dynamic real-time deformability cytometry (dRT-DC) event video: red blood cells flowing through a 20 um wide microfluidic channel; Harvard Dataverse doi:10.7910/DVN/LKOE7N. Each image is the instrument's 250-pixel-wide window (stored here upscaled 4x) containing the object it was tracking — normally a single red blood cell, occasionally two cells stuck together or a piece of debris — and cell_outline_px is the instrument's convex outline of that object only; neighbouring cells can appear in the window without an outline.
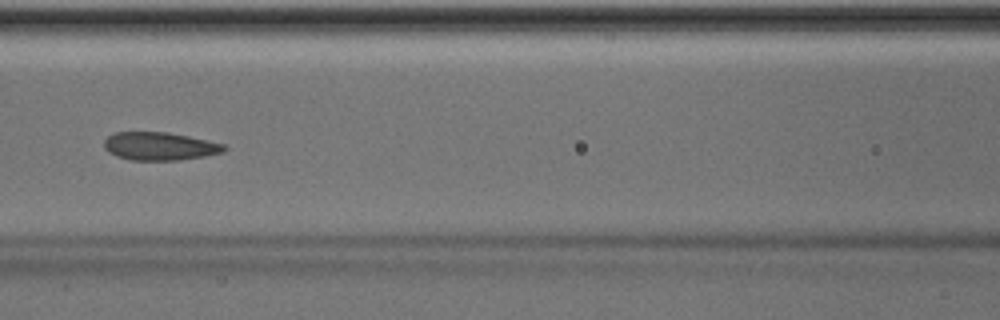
{"species": "Egyptian fruit bat (a non-hibernating species)", "species_latin": "Rousettus aegyptiacus", "temperature_condition": "room temperature", "stored_images_in_passage": 52, "camera_frame_rate_fps": 3000, "um_per_image_px": 0.085, "animal": {"sex": "male"}, "frame": {"image": 1, "passage_image": 23, "time_ms": 7.333, "image_size_px": [1000, 320], "cell_outline_px": [[228, 148], [224, 152], [204, 156], [180, 160], [132, 160], [116, 156], [108, 152], [104, 148], [104, 140], [112, 132], [168, 132], [188, 136], [224, 144]], "centroid_in_image_um": [13.56, 12.43], "position_along_channel_um": 153.0, "area_um2": 19.71}}
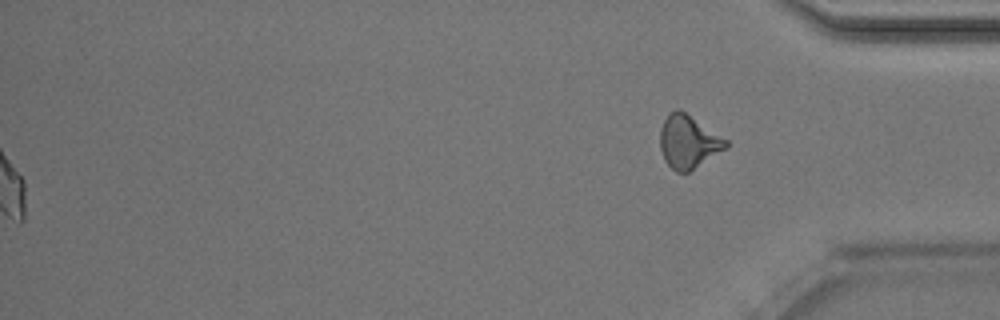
{"frame": {"image": 2, "passage_image": 52, "time_ms": 17.0, "image_size_px": [1000, 320], "cell_outline_px": [[728, 148], [688, 172], [676, 172], [664, 160], [660, 148], [660, 128], [668, 112], [676, 108], [680, 108], [728, 140]], "centroid_in_image_um": [58.51, 12.02], "position_along_channel_um": 376.7, "area_um2": 20.58}}